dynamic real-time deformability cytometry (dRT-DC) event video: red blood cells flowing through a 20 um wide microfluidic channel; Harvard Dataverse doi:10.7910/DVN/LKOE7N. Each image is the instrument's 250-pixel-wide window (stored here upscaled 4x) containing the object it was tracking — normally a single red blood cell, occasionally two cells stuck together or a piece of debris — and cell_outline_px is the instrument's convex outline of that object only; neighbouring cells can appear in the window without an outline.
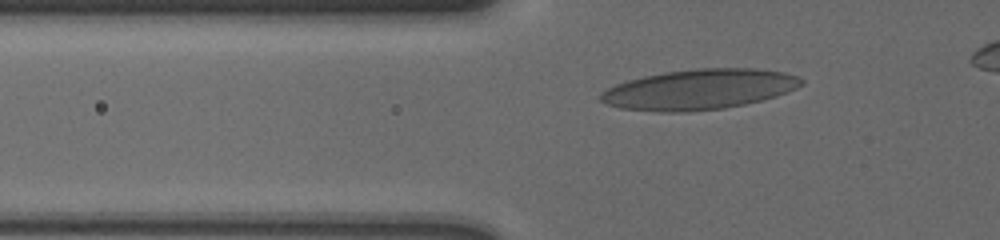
{"species": "human", "species_latin": "Homo sapiens", "temperature_condition": "cold", "stored_images_in_passage": 42, "camera_frame_rate_fps": 3000, "um_per_image_px": 0.085, "donor": {"sex": "male"}, "frame": {"image": 1, "passage_image": 11, "time_ms": 3.333, "image_size_px": [1000, 240], "cell_outline_px": [[804, 84], [796, 88], [776, 96], [744, 104], [724, 108], [688, 112], [660, 112], [620, 108], [608, 104], [600, 100], [600, 92], [616, 84], [628, 80], [644, 76], [664, 72], [696, 68], [756, 68], [784, 72], [800, 76], [804, 80]], "centroid_in_image_um": [59.45, 7.59], "position_along_channel_um": 66.4, "area_um2": 47.22}}
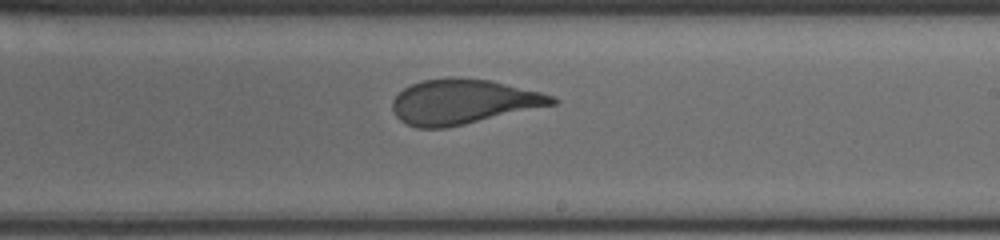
{"frame": {"image": 2, "passage_image": 27, "time_ms": 8.667, "image_size_px": [1000, 240], "cell_outline_px": [[560, 100], [556, 104], [464, 124], [444, 128], [416, 128], [404, 124], [396, 116], [392, 108], [392, 100], [404, 88], [420, 80], [452, 76], [492, 80], [540, 92], [552, 96]], "centroid_in_image_um": [39.34, 8.64], "position_along_channel_um": 249.7, "area_um2": 41.85}}
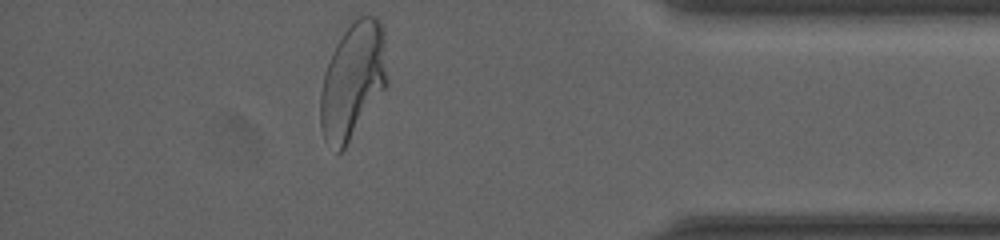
{"frame": {"image": 3, "passage_image": 42, "time_ms": 13.667, "image_size_px": [1000, 240], "cell_outline_px": [[388, 84], [344, 148], [340, 152], [336, 152], [324, 140], [320, 128], [320, 92], [324, 72], [332, 52], [336, 44], [356, 12], [376, 16], [380, 20], [384, 40], [388, 80]], "centroid_in_image_um": [29.98, 6.79], "position_along_channel_um": 405.2, "area_um2": 45.6}, "authors_computed_cell_mechanics": {"area_um2": 42.4541, "velocity_mm_per_s": 3.5979, "shape_relaxation_time_tau1_ms": 4.357, "shape_relaxation_time_tau2_ms": 0.7219, "deformation_change_tau1": 0.184, "deformation_change_tau2": 0.0777}}